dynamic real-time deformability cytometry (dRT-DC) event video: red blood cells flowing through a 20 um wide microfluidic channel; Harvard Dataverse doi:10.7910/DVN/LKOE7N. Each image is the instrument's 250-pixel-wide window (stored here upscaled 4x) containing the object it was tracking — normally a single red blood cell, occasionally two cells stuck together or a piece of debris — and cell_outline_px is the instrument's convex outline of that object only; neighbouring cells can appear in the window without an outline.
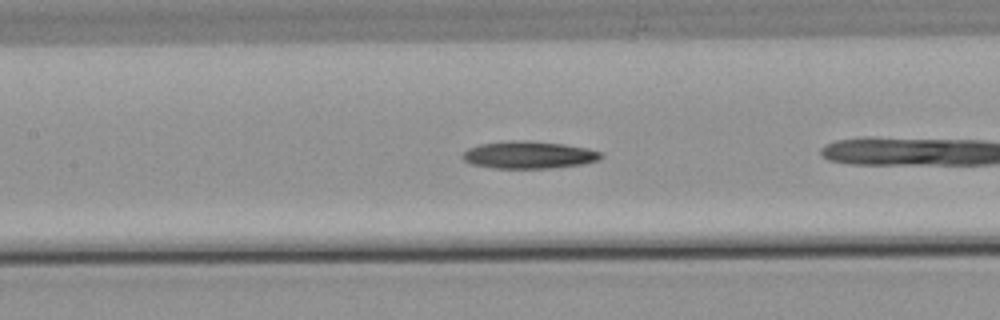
{"species": "common noctule bat (a hibernating species)", "species_latin": "Nyctalus noctula", "temperature_condition": "warm", "stored_images_in_passage": 17, "camera_frame_rate_fps": 3000, "um_per_image_px": 0.085, "animal": {"sex": "male", "body_mass_g": 21.5, "forearm_length_mm": 52.0}, "frame": {"image": 1, "passage_image": 8, "time_ms": 2.333, "image_size_px": [1000, 320], "cell_outline_px": [[604, 156], [600, 160], [584, 164], [548, 168], [492, 168], [472, 164], [464, 160], [460, 156], [468, 148], [480, 144], [508, 140], [528, 140], [564, 144], [588, 148], [604, 152]], "centroid_in_image_um": [44.98, 13.16], "position_along_channel_um": 162.4, "area_um2": 22.37}}